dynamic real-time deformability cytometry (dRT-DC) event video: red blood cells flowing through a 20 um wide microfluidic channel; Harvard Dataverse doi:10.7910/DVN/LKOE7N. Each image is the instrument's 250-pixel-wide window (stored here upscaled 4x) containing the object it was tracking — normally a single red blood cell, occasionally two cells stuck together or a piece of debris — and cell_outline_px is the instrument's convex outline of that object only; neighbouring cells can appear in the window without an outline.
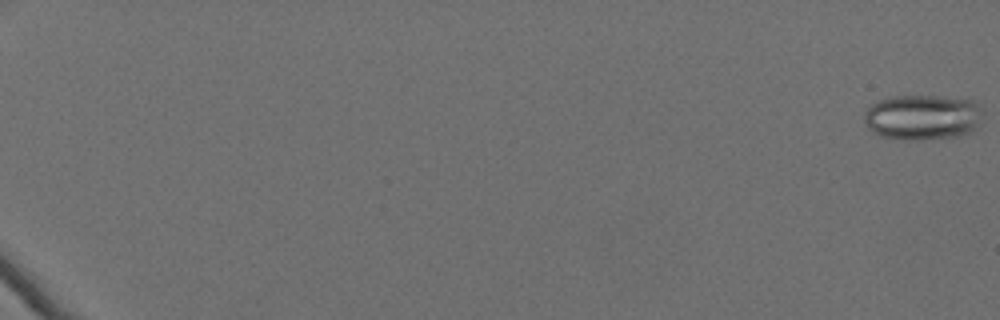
{"species": "Egyptian fruit bat (a non-hibernating species)", "species_latin": "Rousettus aegyptiacus", "temperature_condition": "cold", "stored_images_in_passage": 63, "camera_frame_rate_fps": 3000, "um_per_image_px": 0.085, "animal": {"sex": "female"}, "frame": {"image": 1, "passage_image": 1, "time_ms": 0.0, "image_size_px": [1000, 320], "cell_outline_px": [[984, 112], [976, 128], [972, 132], [960, 136], [916, 140], [904, 140], [880, 136], [868, 128], [864, 124], [864, 116], [868, 104], [876, 100], [892, 96], [944, 96], [972, 100], [980, 104]], "centroid_in_image_um": [78.42, 9.95], "position_along_channel_um": 6.6, "area_um2": 32.02}}
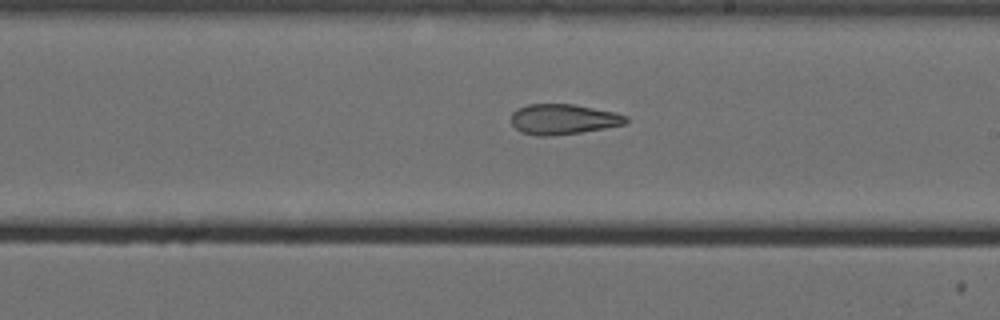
{"frame": {"image": 2, "passage_image": 41, "time_ms": 13.333, "image_size_px": [1000, 320], "cell_outline_px": [[628, 120], [624, 124], [604, 128], [580, 132], [552, 136], [536, 136], [520, 132], [512, 124], [512, 112], [516, 108], [528, 104], [572, 104], [616, 112], [628, 116]], "centroid_in_image_um": [47.85, 10.13], "position_along_channel_um": 241.1, "area_um2": 20.35}}
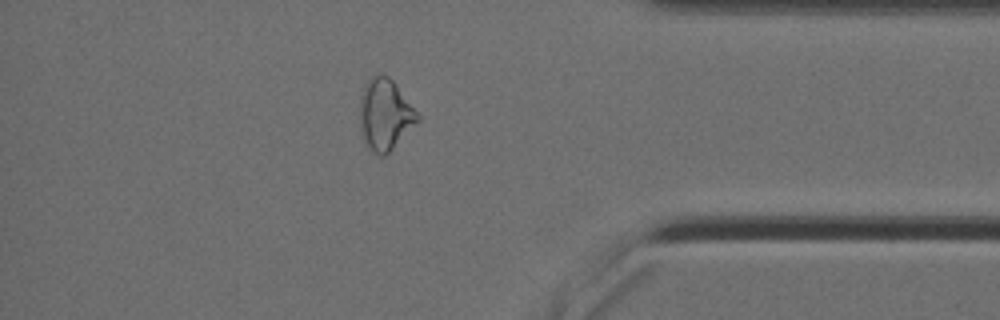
{"frame": {"image": 3, "passage_image": 56, "time_ms": 18.333, "image_size_px": [1000, 320], "cell_outline_px": [[420, 120], [384, 156], [380, 156], [372, 152], [364, 144], [360, 132], [360, 96], [364, 84], [372, 76], [388, 76], [396, 84], [420, 116]], "centroid_in_image_um": [32.7, 9.76], "position_along_channel_um": 402.5, "area_um2": 23.87}}